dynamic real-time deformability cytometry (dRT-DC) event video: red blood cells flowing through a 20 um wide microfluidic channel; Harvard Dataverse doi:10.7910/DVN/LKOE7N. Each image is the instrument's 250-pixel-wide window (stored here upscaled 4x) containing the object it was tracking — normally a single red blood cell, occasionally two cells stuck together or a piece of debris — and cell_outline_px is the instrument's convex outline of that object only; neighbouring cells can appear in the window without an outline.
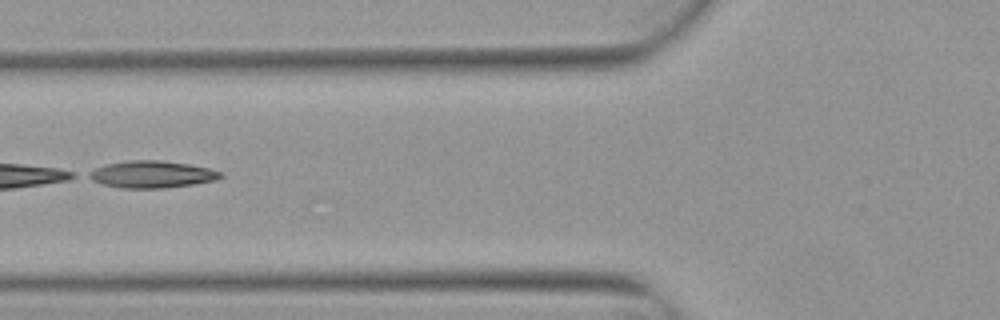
{"species": "Egyptian fruit bat (a non-hibernating species)", "species_latin": "Rousettus aegyptiacus", "temperature_condition": "warm", "stored_images_in_passage": 5, "camera_frame_rate_fps": 3000, "um_per_image_px": 0.085, "animal": {"sex": "female"}, "frame": {"image": 1, "passage_image": 4, "time_ms": 1.0, "image_size_px": [1000, 320], "cell_outline_px": [[224, 176], [216, 180], [192, 184], [164, 188], [120, 188], [104, 184], [92, 180], [84, 176], [88, 172], [104, 164], [128, 160], [160, 160], [188, 164], [208, 168], [220, 172]], "centroid_in_image_um": [12.86, 14.81], "position_along_channel_um": 112.9, "area_um2": 20.75}}
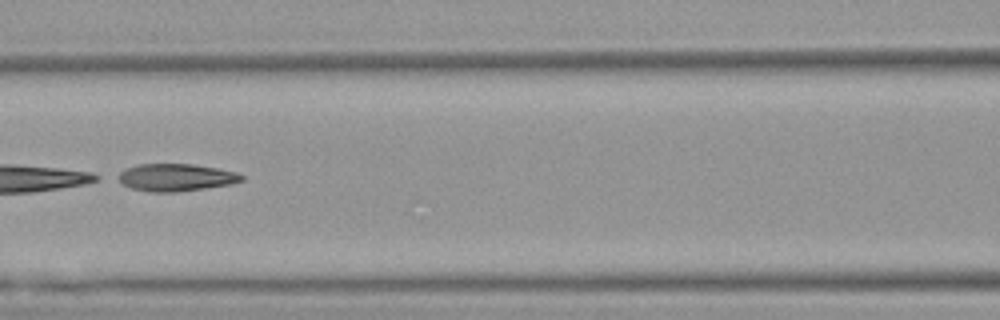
{"frame": {"image": 2, "passage_image": 5, "time_ms": 1.333, "image_size_px": [1000, 320], "cell_outline_px": [[244, 180], [232, 184], [176, 192], [148, 192], [132, 188], [116, 180], [112, 176], [136, 164], [192, 164], [216, 168], [236, 172], [244, 176]], "centroid_in_image_um": [14.91, 15.08], "position_along_channel_um": 151.7, "area_um2": 19.83}}